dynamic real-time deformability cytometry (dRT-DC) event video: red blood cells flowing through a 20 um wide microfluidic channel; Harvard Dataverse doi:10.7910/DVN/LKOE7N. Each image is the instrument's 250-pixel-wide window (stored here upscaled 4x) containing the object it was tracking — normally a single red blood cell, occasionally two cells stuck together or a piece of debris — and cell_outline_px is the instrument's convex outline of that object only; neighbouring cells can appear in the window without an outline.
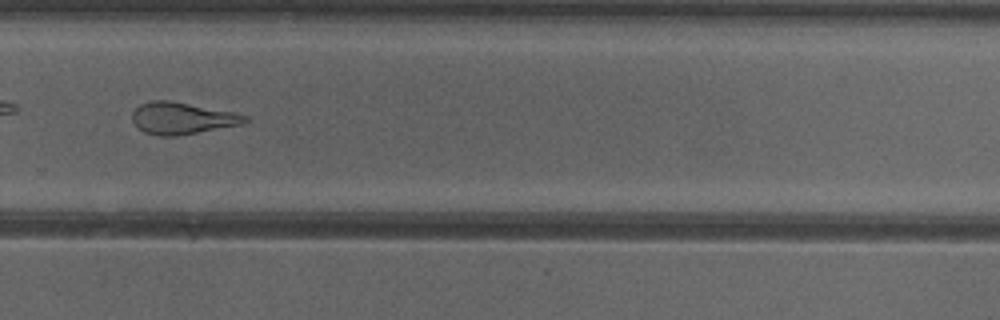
{"species": "common noctule bat (a hibernating species)", "species_latin": "Nyctalus noctula", "temperature_condition": "cold", "stored_images_in_passage": 35, "camera_frame_rate_fps": 3000, "um_per_image_px": 0.085, "animal": {"sex": "female"}, "frame": {"image": 1, "passage_image": 20, "time_ms": 6.333, "image_size_px": [1000, 320], "cell_outline_px": [[248, 120], [240, 124], [196, 132], [172, 136], [160, 136], [144, 132], [132, 120], [132, 112], [140, 104], [152, 100], [168, 100], [232, 112], [248, 116]], "centroid_in_image_um": [15.42, 10.04], "position_along_channel_um": 314.4, "area_um2": 20.35}, "authors_computed_cell_mechanics": {"area_um2": 21.964, "velocity_mm_per_s": 3.9136, "shape_relaxation_time_tau1_ms": null, "shape_relaxation_time_tau2_ms": 2.9242, "deformation_change_tau1": null, "deformation_change_tau2": 0.1341}}